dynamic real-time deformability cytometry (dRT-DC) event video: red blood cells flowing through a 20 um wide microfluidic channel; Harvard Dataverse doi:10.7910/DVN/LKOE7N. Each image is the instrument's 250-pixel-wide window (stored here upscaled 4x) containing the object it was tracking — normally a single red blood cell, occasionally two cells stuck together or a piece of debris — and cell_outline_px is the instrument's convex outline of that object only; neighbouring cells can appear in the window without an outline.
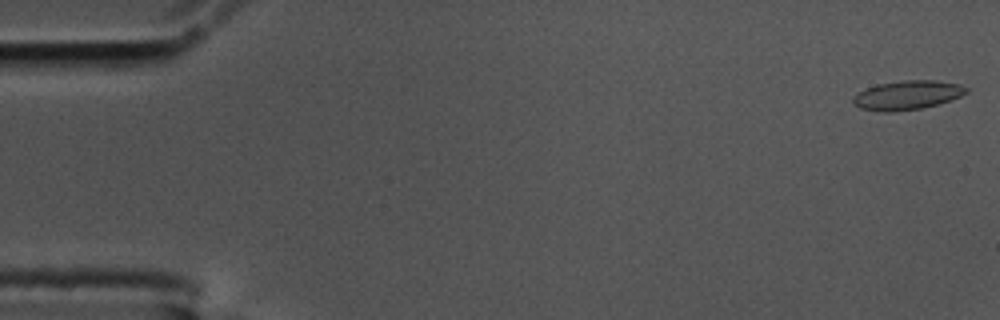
{"species": "common noctule bat (a hibernating species)", "species_latin": "Nyctalus noctula", "temperature_condition": "cold", "stored_images_in_passage": 52, "camera_frame_rate_fps": 3000, "um_per_image_px": 0.085, "animal": {"sex": "male", "body_mass_g": 17.5, "forearm_length_mm": 52.3}, "frame": {"image": 1, "passage_image": 1, "time_ms": 0.0, "image_size_px": [1000, 320], "cell_outline_px": [[968, 92], [960, 96], [936, 104], [920, 108], [892, 112], [880, 112], [860, 108], [852, 100], [860, 92], [876, 84], [904, 80], [936, 80], [960, 84], [968, 88]], "centroid_in_image_um": [77.14, 8.08], "position_along_channel_um": 7.9, "area_um2": 18.9}}
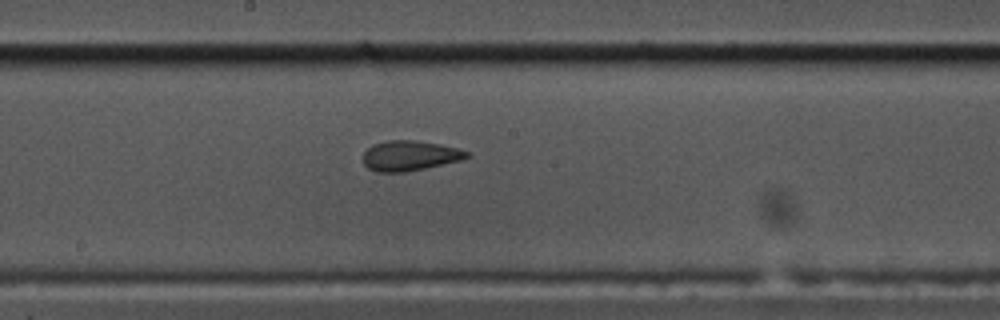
{"frame": {"image": 2, "passage_image": 30, "time_ms": 9.667, "image_size_px": [1000, 320], "cell_outline_px": [[472, 156], [460, 160], [424, 168], [404, 172], [376, 172], [368, 168], [364, 164], [364, 152], [372, 144], [388, 140], [416, 140], [440, 144], [472, 152]], "centroid_in_image_um": [34.84, 13.22], "position_along_channel_um": 213.4, "area_um2": 18.21}}
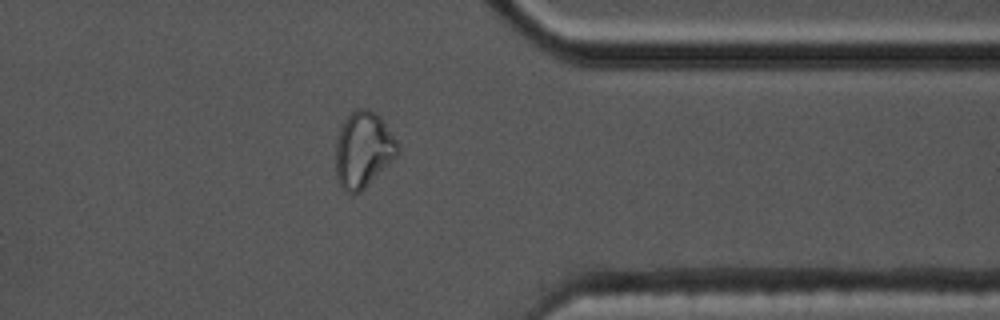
{"frame": {"image": 3, "passage_image": 45, "time_ms": 14.667, "image_size_px": [1000, 320], "cell_outline_px": [[400, 152], [360, 192], [352, 196], [344, 192], [336, 180], [336, 140], [340, 128], [344, 120], [356, 108], [368, 108], [376, 112], [380, 116], [400, 144]], "centroid_in_image_um": [30.87, 12.73], "position_along_channel_um": 380.5, "area_um2": 27.74}}